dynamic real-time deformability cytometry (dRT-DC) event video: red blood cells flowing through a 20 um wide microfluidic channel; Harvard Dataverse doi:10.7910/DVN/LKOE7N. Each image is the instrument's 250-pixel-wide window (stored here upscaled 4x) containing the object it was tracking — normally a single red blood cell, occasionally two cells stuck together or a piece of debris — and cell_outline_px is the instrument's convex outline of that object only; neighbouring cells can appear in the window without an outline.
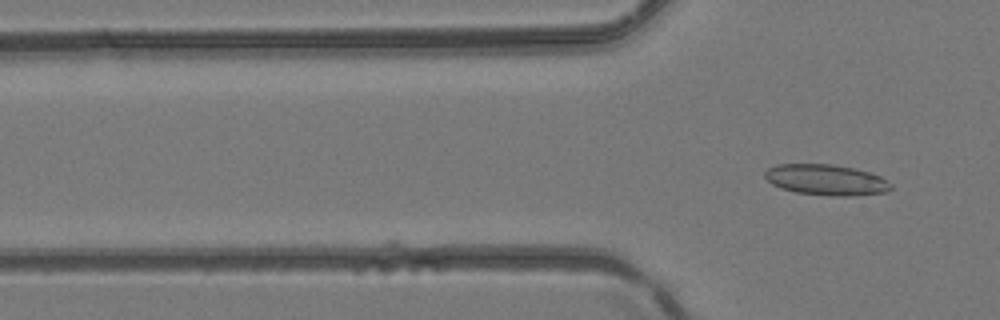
{"species": "common noctule bat (a hibernating species)", "species_latin": "Nyctalus noctula", "temperature_condition": "room temperature", "stored_images_in_passage": 4, "camera_frame_rate_fps": 3000, "um_per_image_px": 0.085, "animal": {"sex": "female", "body_mass_g": 24.6, "forearm_length_mm": 56.2}, "frame": {"image": 1, "passage_image": 4, "time_ms": 1.0, "image_size_px": [1000, 320], "cell_outline_px": [[892, 188], [888, 192], [852, 196], [832, 196], [796, 192], [780, 188], [772, 184], [764, 176], [764, 172], [768, 168], [776, 164], [832, 164], [856, 168], [880, 176], [892, 184]], "centroid_in_image_um": [70.23, 15.29], "position_along_channel_um": 55.6, "area_um2": 22.77}}